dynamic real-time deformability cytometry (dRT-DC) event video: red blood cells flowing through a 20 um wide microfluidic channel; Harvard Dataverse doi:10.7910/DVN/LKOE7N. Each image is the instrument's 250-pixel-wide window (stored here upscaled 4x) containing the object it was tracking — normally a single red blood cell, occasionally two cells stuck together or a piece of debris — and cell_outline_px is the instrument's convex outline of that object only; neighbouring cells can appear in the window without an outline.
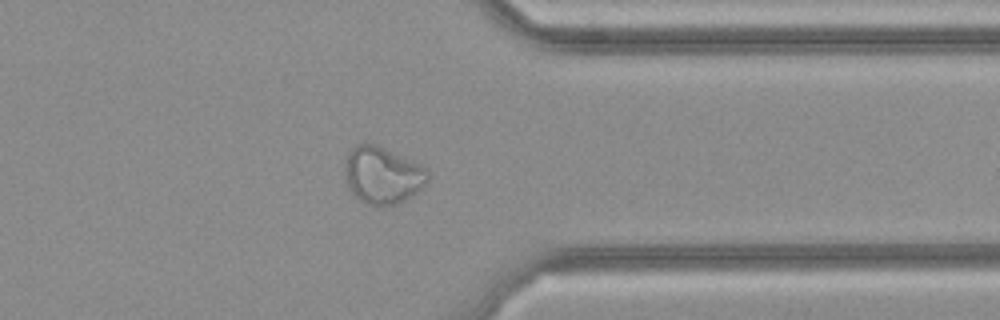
{"species": "common noctule bat (a hibernating species)", "species_latin": "Nyctalus noctula", "temperature_condition": "cold", "stored_images_in_passage": 26, "camera_frame_rate_fps": 3000, "um_per_image_px": 0.085, "animal": {"sex": "female", "body_mass_g": 21.9}, "frame": {"image": 1, "passage_image": 19, "time_ms": 6.0, "image_size_px": [1000, 320], "cell_outline_px": [[428, 180], [412, 196], [396, 204], [364, 204], [356, 200], [348, 184], [344, 172], [344, 168], [348, 152], [356, 144], [376, 144], [420, 164], [428, 168]], "centroid_in_image_um": [32.5, 14.88], "position_along_channel_um": 378.9, "area_um2": 27.4}}